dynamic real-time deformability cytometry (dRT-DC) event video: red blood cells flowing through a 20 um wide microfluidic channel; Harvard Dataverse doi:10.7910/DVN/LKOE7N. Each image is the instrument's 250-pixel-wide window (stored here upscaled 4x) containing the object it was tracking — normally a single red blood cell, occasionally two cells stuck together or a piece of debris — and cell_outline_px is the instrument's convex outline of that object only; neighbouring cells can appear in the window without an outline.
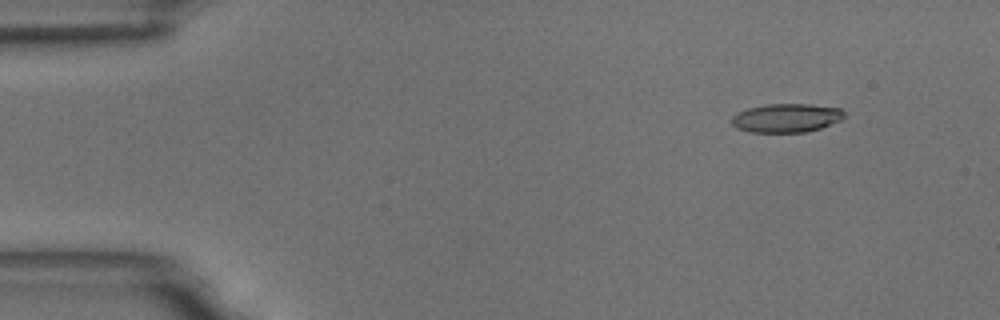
{"species": "common noctule bat (a hibernating species)", "species_latin": "Nyctalus noctula", "temperature_condition": "room temperature", "stored_images_in_passage": 50, "camera_frame_rate_fps": 3000, "um_per_image_px": 0.085, "animal": {"sex": "male", "body_mass_g": 18.8}, "frame": {"image": 1, "passage_image": 1, "time_ms": 0.0, "image_size_px": [1000, 320], "cell_outline_px": [[848, 116], [840, 120], [820, 128], [804, 132], [748, 132], [736, 128], [732, 124], [732, 116], [736, 112], [748, 108], [764, 104], [808, 104], [840, 108]], "centroid_in_image_um": [66.82, 10.02], "position_along_channel_um": 18.2, "area_um2": 18.96}}
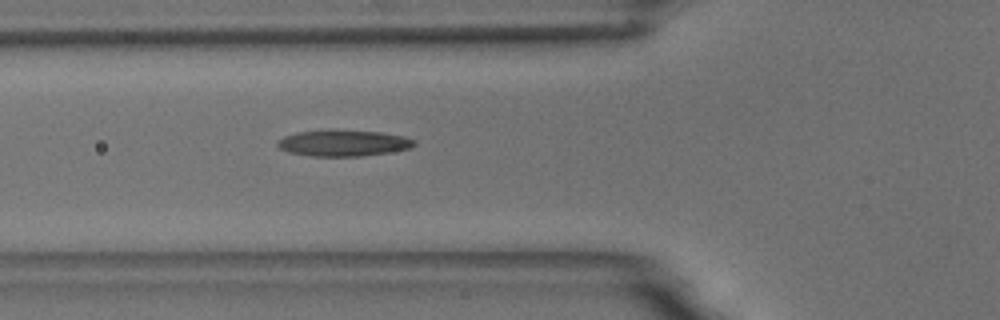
{"frame": {"image": 2, "passage_image": 15, "time_ms": 4.667, "image_size_px": [1000, 320], "cell_outline_px": [[416, 144], [412, 148], [388, 152], [360, 156], [312, 156], [288, 152], [280, 148], [276, 144], [276, 140], [284, 136], [296, 132], [336, 128], [380, 132], [404, 136], [416, 140]], "centroid_in_image_um": [29.17, 12.13], "position_along_channel_um": 96.6, "area_um2": 21.39}}
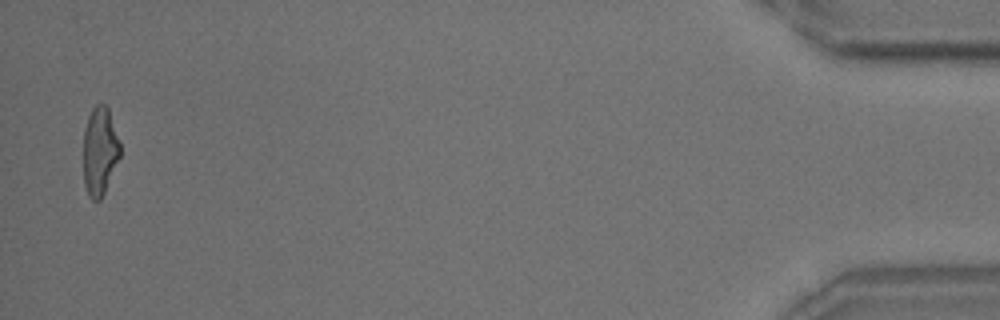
{"frame": {"image": 3, "passage_image": 49, "time_ms": 16.0, "image_size_px": [1000, 320], "cell_outline_px": [[120, 156], [104, 192], [100, 200], [92, 200], [88, 196], [84, 184], [84, 128], [88, 116], [92, 108], [96, 104], [104, 104], [108, 108], [120, 144]], "centroid_in_image_um": [8.47, 12.84], "position_along_channel_um": 426.7, "area_um2": 18.73}, "authors_computed_cell_mechanics": {"area_um2": 19.9988, "velocity_mm_per_s": 3.69, "shape_relaxation_time_tau1_ms": 5.3626, "shape_relaxation_time_tau2_ms": 1.1641, "deformation_change_tau1": 0.1722, "deformation_change_tau2": 0.0954}}